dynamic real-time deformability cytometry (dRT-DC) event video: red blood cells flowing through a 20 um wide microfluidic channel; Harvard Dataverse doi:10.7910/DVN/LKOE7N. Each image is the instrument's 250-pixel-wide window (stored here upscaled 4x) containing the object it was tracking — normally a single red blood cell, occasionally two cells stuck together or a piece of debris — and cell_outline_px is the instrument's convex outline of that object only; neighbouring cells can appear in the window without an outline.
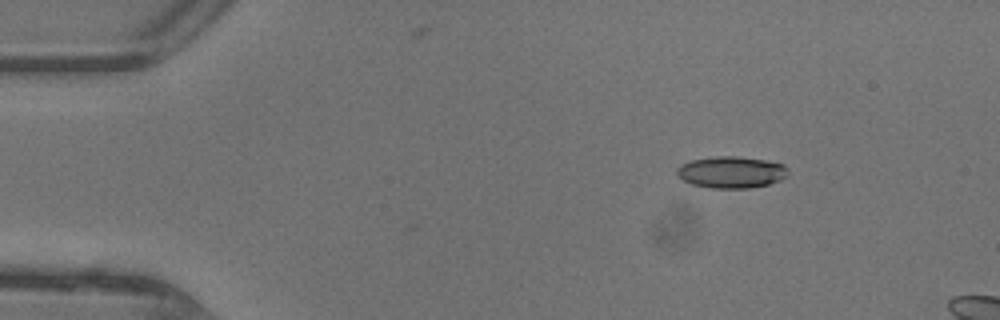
{"species": "common noctule bat (a hibernating species)", "species_latin": "Nyctalus noctula", "temperature_condition": "warm", "stored_images_in_passage": 7, "camera_frame_rate_fps": 3000, "um_per_image_px": 0.085, "animal": {"sex": "female"}, "frame": {"image": 1, "passage_image": 1, "time_ms": 0.0, "image_size_px": [1000, 320], "cell_outline_px": [[788, 176], [780, 180], [768, 184], [748, 188], [708, 188], [692, 184], [676, 176], [676, 168], [680, 164], [692, 160], [716, 156], [740, 156], [764, 160], [784, 164], [788, 168]], "centroid_in_image_um": [62.15, 14.63], "position_along_channel_um": 22.9, "area_um2": 20.69}}